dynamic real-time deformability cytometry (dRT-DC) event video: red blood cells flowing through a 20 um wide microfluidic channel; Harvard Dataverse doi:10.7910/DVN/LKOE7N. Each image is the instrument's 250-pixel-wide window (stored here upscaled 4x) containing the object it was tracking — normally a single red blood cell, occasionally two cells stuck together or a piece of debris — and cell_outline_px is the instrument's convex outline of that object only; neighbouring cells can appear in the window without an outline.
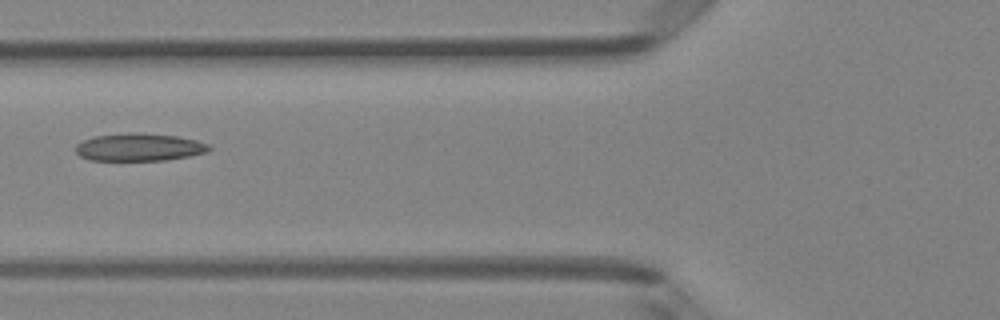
{"species": "Egyptian fruit bat (a non-hibernating species)", "species_latin": "Rousettus aegyptiacus", "temperature_condition": "room temperature", "stored_images_in_passage": 6, "camera_frame_rate_fps": 3000, "um_per_image_px": 0.085, "animal": {"sex": "female"}, "frame": {"image": 1, "passage_image": 6, "time_ms": 6.0, "image_size_px": [1000, 320], "cell_outline_px": [[212, 148], [208, 152], [188, 156], [164, 160], [88, 160], [80, 156], [76, 152], [76, 144], [84, 140], [96, 136], [128, 132], [140, 132], [176, 136], [196, 140], [208, 144]], "centroid_in_image_um": [11.83, 12.5], "position_along_channel_um": 114.0, "area_um2": 21.5}}